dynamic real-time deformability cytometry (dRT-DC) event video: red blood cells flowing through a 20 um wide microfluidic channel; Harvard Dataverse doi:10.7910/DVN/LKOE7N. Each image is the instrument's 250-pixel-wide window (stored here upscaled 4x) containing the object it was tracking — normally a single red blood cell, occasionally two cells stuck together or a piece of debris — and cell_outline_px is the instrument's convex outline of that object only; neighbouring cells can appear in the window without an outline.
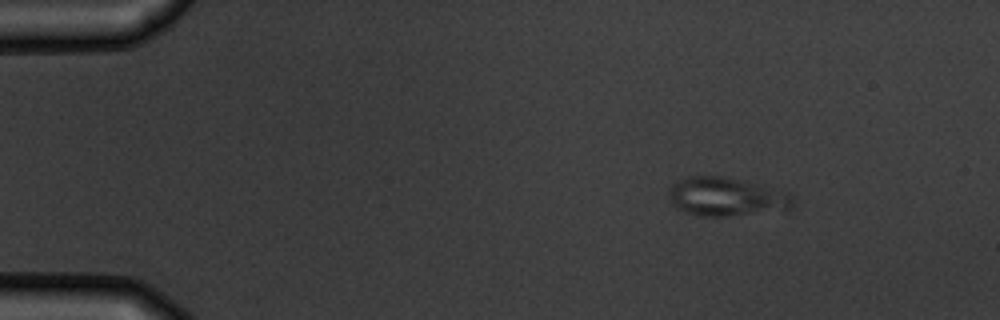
{"species": "common noctule bat (a hibernating species)", "species_latin": "Nyctalus noctula", "temperature_condition": "warm", "stored_images_in_passage": 4, "camera_frame_rate_fps": 3000, "um_per_image_px": 0.085, "animal": {"sex": "male", "body_mass_g": 19.5, "forearm_length_mm": 54.6}, "frame": {"image": 1, "passage_image": 2, "time_ms": 1.333, "image_size_px": [1000, 320], "cell_outline_px": [[792, 208], [784, 212], [728, 216], [700, 216], [684, 212], [676, 208], [672, 204], [668, 196], [668, 188], [672, 184], [688, 176], [720, 176], [764, 184], [788, 192], [792, 196]], "centroid_in_image_um": [61.78, 16.74], "position_along_channel_um": 23.2, "area_um2": 28.73}}